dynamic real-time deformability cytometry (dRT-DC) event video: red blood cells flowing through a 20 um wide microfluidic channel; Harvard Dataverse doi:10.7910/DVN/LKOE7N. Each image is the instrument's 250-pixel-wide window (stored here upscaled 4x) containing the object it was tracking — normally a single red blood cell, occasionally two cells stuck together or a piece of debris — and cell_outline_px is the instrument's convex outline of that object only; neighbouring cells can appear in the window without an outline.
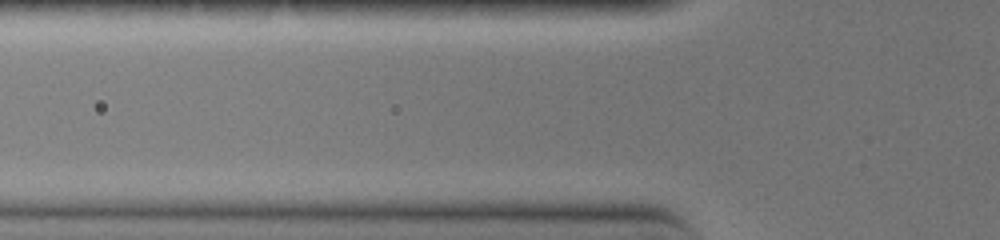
{"species": "common noctule bat (a hibernating species)", "species_latin": "Nyctalus noctula", "temperature_condition": "warm", "stored_images_in_passage": 3, "camera_frame_rate_fps": 3000, "um_per_image_px": 0.085, "animal": {"sex": "female", "body_mass_g": 19.0, "forearm_length_mm": 51.5}, "frame": {"image": 1, "passage_image": 2, "time_ms": 0.333, "image_size_px": [1000, 240], "cell_outline_px": [[640, 160], [624, 168], [480, 168], [468, 164], [468, 160], [516, 152]], "centroid_in_image_um": [46.58, 13.74], "position_along_channel_um": 79.2, "area_um2": 14.28}}